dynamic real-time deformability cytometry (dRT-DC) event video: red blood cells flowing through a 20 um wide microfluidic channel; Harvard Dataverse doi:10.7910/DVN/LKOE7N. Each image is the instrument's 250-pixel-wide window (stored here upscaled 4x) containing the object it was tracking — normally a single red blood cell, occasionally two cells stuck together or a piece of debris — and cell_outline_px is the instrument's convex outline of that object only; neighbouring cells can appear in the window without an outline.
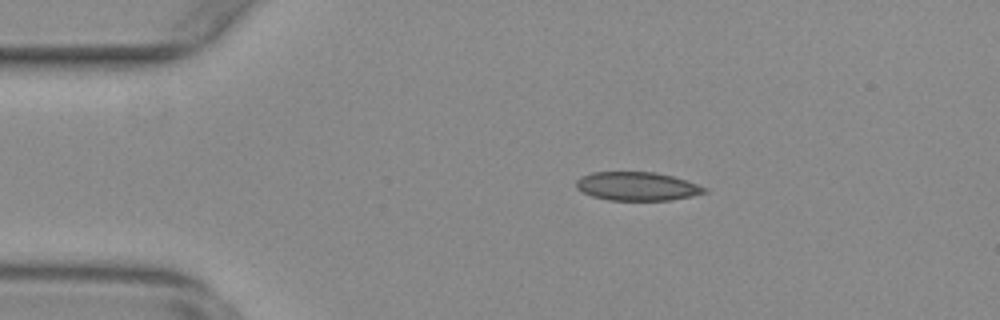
{"species": "common noctule bat (a hibernating species)", "species_latin": "Nyctalus noctula", "temperature_condition": "warm", "stored_images_in_passage": 18, "camera_frame_rate_fps": 3000, "um_per_image_px": 0.085, "animal": {"sex": "female", "body_mass_g": 29.2, "forearm_length_mm": 56.3}, "frame": {"image": 1, "passage_image": 10, "time_ms": 3.0, "image_size_px": [1000, 320], "cell_outline_px": [[708, 192], [692, 196], [672, 200], [608, 200], [592, 196], [576, 188], [576, 180], [580, 176], [592, 172], [656, 172], [672, 176], [708, 188]], "centroid_in_image_um": [54.15, 15.83], "position_along_channel_um": 30.9, "area_um2": 21.39}}
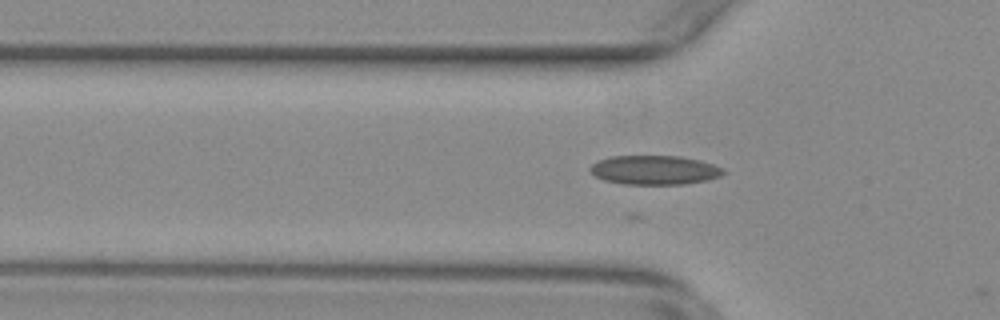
{"frame": {"image": 2, "passage_image": 17, "time_ms": 5.333, "image_size_px": [1000, 320], "cell_outline_px": [[728, 172], [720, 176], [708, 180], [684, 184], [624, 184], [604, 180], [596, 176], [588, 168], [592, 164], [600, 160], [612, 156], [680, 156], [700, 160], [724, 168]], "centroid_in_image_um": [55.68, 14.45], "position_along_channel_um": 70.1, "area_um2": 22.66}}